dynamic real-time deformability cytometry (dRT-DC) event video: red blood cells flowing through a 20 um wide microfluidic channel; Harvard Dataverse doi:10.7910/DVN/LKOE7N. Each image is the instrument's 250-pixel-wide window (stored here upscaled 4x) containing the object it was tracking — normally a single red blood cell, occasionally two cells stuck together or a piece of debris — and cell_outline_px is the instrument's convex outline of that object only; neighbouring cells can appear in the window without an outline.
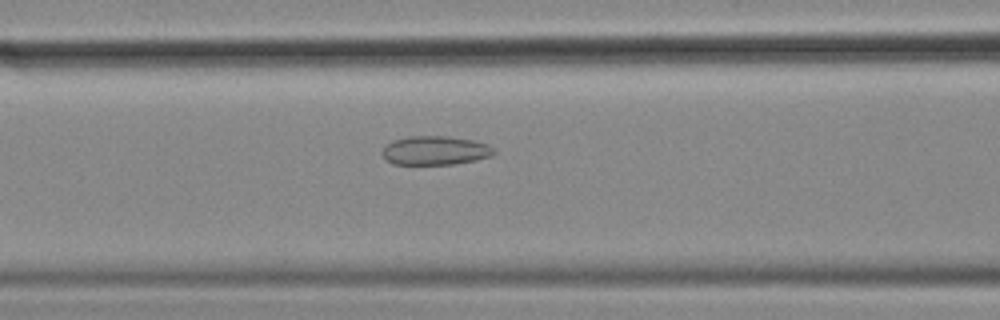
{"species": "common noctule bat (a hibernating species)", "species_latin": "Nyctalus noctula", "temperature_condition": "cold", "stored_images_in_passage": 41, "camera_frame_rate_fps": 3000, "um_per_image_px": 0.085, "animal": {"sex": "female", "body_mass_g": 18.4}, "frame": {"image": 1, "passage_image": 10, "time_ms": 3.0, "image_size_px": [1000, 320], "cell_outline_px": [[496, 152], [492, 156], [476, 160], [452, 164], [392, 164], [380, 152], [384, 144], [392, 140], [408, 136], [448, 136], [472, 140], [488, 144]], "centroid_in_image_um": [36.96, 12.78], "position_along_channel_um": 129.6, "area_um2": 18.96}}
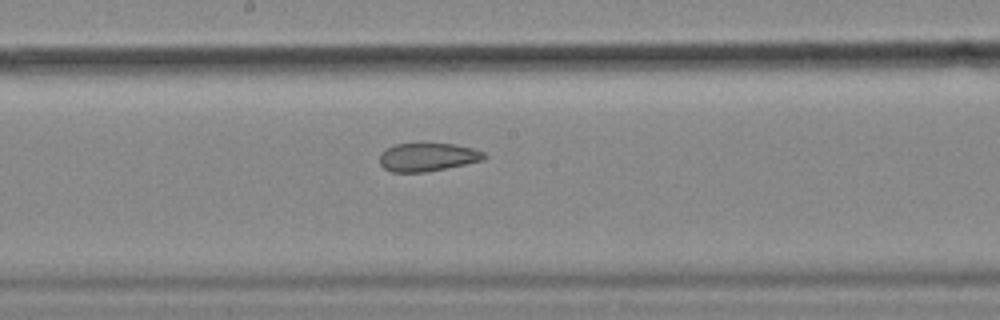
{"frame": {"image": 2, "passage_image": 17, "time_ms": 5.333, "image_size_px": [1000, 320], "cell_outline_px": [[488, 156], [484, 160], [424, 172], [392, 172], [384, 168], [380, 164], [380, 152], [384, 148], [396, 144], [456, 144], [472, 148], [484, 152]], "centroid_in_image_um": [36.33, 13.35], "position_along_channel_um": 211.9, "area_um2": 17.17}}
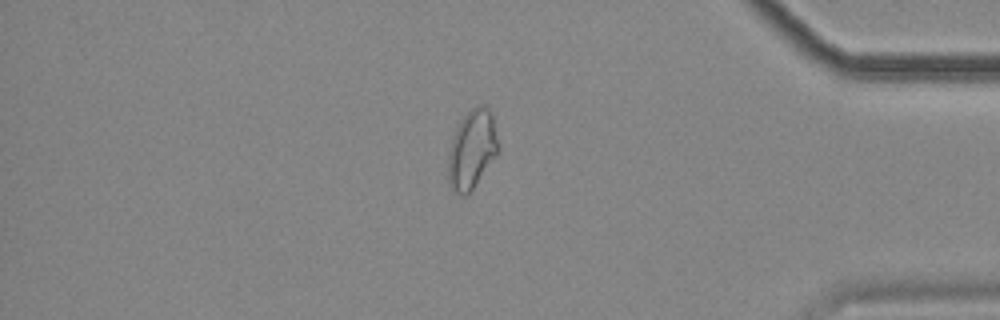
{"frame": {"image": 3, "passage_image": 35, "time_ms": 11.333, "image_size_px": [1000, 320], "cell_outline_px": [[500, 152], [472, 188], [464, 196], [456, 192], [448, 184], [448, 156], [452, 140], [456, 128], [460, 120], [476, 104], [484, 104], [492, 112]], "centroid_in_image_um": [40.13, 12.66], "position_along_channel_um": 395.1, "area_um2": 23.0}}